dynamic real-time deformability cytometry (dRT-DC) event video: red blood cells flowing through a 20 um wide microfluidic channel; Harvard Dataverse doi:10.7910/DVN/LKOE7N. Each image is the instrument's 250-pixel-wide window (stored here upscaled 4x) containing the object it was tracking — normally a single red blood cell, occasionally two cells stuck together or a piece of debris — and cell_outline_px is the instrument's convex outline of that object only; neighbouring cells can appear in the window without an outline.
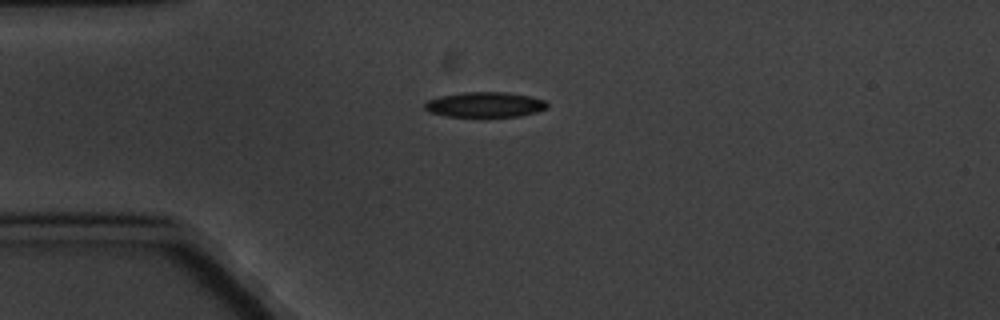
{"species": "common noctule bat (a hibernating species)", "species_latin": "Nyctalus noctula", "temperature_condition": "cold", "stored_images_in_passage": 4, "camera_frame_rate_fps": 3000, "um_per_image_px": 0.085, "animal": {"sex": "male", "body_mass_g": 20.1, "forearm_length_mm": 53.5}, "frame": {"image": 1, "passage_image": 1, "time_ms": 0.0, "image_size_px": [1000, 320], "cell_outline_px": [[548, 104], [544, 108], [536, 112], [520, 116], [484, 120], [444, 116], [428, 112], [424, 108], [424, 104], [428, 100], [440, 96], [464, 92], [504, 92], [528, 96], [544, 100]], "centroid_in_image_um": [41.16, 8.95], "position_along_channel_um": 43.8, "area_um2": 18.84}}
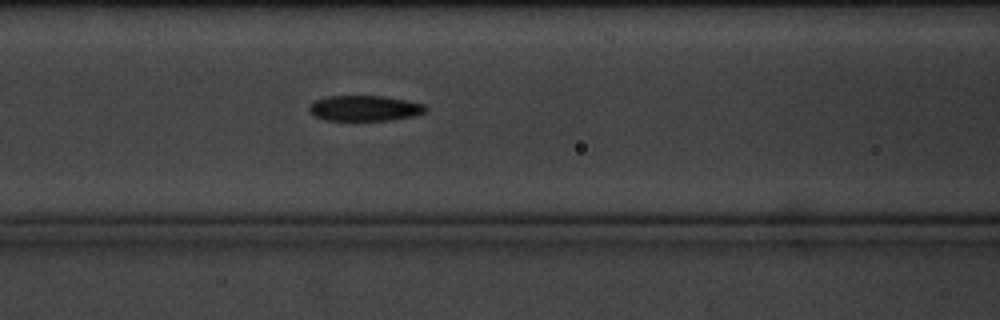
{"frame": {"image": 2, "passage_image": 4, "time_ms": 3.333, "image_size_px": [1000, 320], "cell_outline_px": [[428, 108], [424, 112], [412, 116], [392, 120], [324, 120], [316, 116], [308, 108], [316, 100], [328, 96], [384, 96], [424, 104]], "centroid_in_image_um": [31.01, 9.2], "position_along_channel_um": 135.6, "area_um2": 17.05}}